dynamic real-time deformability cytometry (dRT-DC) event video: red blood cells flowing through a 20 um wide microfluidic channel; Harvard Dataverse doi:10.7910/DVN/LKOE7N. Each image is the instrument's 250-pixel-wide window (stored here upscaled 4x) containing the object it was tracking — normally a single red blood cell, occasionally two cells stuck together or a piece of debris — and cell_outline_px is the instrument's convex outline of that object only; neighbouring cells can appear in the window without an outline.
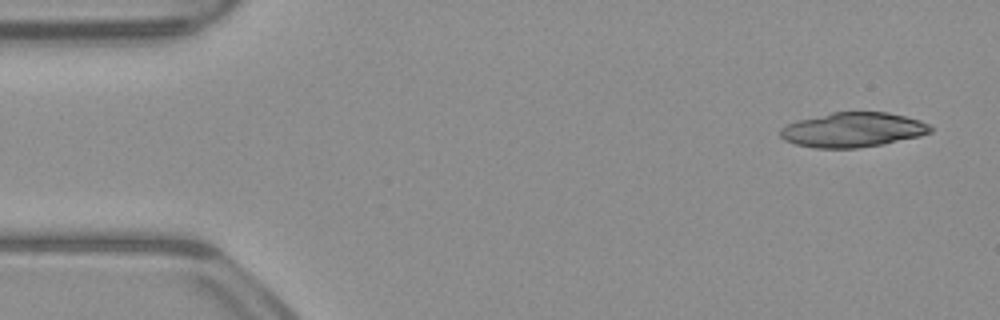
{"species": "common noctule bat (a hibernating species)", "species_latin": "Nyctalus noctula", "temperature_condition": "warm", "stored_images_in_passage": 15, "camera_frame_rate_fps": 3000, "um_per_image_px": 0.085, "animal": {"sex": "male", "body_mass_g": 23.1, "forearm_length_mm": 52.7}, "frame": {"image": 1, "passage_image": 1, "time_ms": 0.0, "image_size_px": [1000, 320], "cell_outline_px": [[932, 132], [920, 136], [884, 144], [856, 148], [816, 148], [796, 144], [784, 140], [780, 136], [780, 128], [796, 120], [832, 112], [888, 112], [920, 120], [928, 124], [932, 128]], "centroid_in_image_um": [72.49, 11.03], "position_along_channel_um": 12.5, "area_um2": 30.4}}